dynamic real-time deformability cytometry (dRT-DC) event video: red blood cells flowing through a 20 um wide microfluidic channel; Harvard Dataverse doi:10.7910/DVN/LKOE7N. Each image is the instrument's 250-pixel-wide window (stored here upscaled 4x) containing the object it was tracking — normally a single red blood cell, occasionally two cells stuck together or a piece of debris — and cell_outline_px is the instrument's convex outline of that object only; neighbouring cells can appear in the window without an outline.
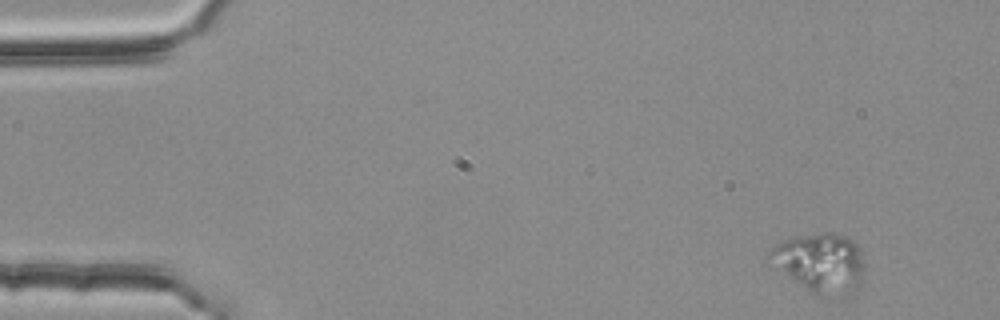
{"species": "common noctule bat (a hibernating species)", "species_latin": "Nyctalus noctula", "temperature_condition": "room temperature", "stored_images_in_passage": 4, "camera_frame_rate_fps": 3000, "um_per_image_px": 0.085, "animal": {"sex": "female", "body_mass_g": 25.1}, "frame": {"image": 1, "passage_image": 1, "time_ms": 0.0, "image_size_px": [1000, 320], "cell_outline_px": [[864, 268], [856, 292], [844, 300], [836, 300], [816, 296], [764, 260], [768, 252], [772, 248], [796, 236], [824, 232], [832, 232], [844, 236], [852, 240], [860, 248]], "centroid_in_image_um": [69.75, 22.42], "position_along_channel_um": 15.3, "area_um2": 33.76}}
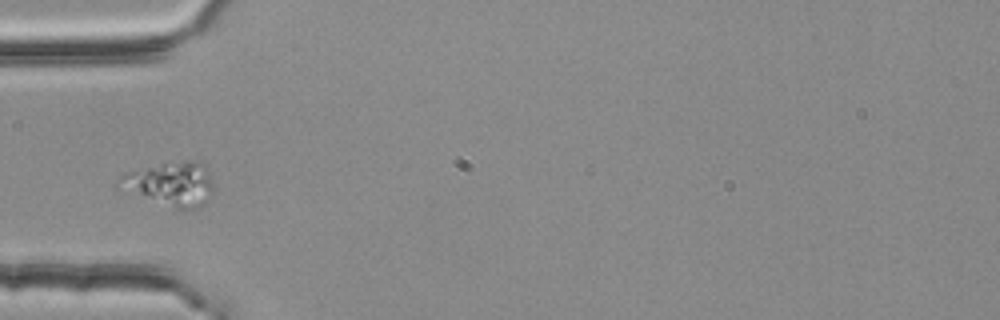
{"frame": {"image": 2, "passage_image": 4, "time_ms": 1.0, "image_size_px": [1000, 320], "cell_outline_px": [[216, 188], [208, 200], [200, 208], [188, 212], [116, 192], [112, 184], [124, 172], [160, 164], [192, 160], [196, 160], [208, 172]], "centroid_in_image_um": [14.37, 15.71], "position_along_channel_um": 70.6, "area_um2": 25.72}}